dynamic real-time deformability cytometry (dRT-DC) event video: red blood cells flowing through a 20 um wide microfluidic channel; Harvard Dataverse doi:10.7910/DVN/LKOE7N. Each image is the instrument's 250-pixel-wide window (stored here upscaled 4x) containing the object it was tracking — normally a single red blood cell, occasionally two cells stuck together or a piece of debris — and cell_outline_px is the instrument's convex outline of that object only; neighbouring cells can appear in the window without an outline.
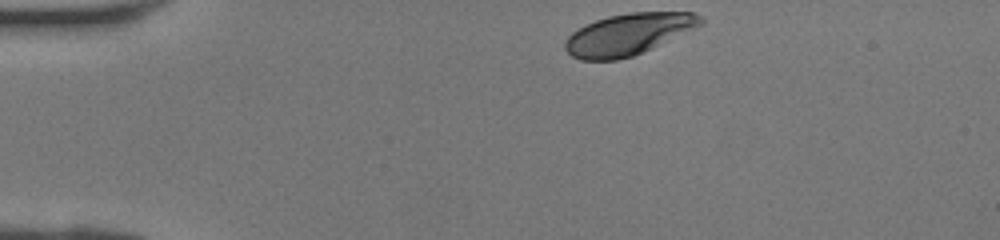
{"species": "human", "species_latin": "Homo sapiens", "temperature_condition": "room temperature", "stored_images_in_passage": 30, "camera_frame_rate_fps": 3000, "um_per_image_px": 0.085, "donor": {"sex": "female"}, "frame": {"image": 1, "passage_image": 1, "time_ms": 0.0, "image_size_px": [1000, 240], "cell_outline_px": [[704, 24], [696, 28], [660, 44], [632, 56], [616, 60], [580, 60], [572, 56], [564, 48], [564, 40], [572, 32], [596, 20], [608, 16], [632, 12], [692, 12], [700, 16], [704, 20]], "centroid_in_image_um": [53.4, 2.91], "position_along_channel_um": 31.6, "area_um2": 32.54}}
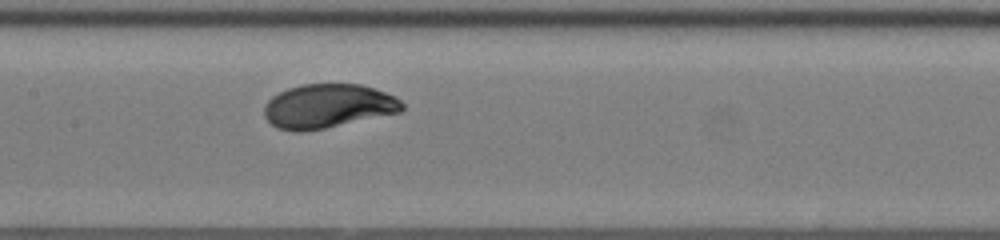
{"frame": {"image": 2, "passage_image": 14, "time_ms": 4.333, "image_size_px": [1000, 240], "cell_outline_px": [[404, 108], [400, 112], [324, 128], [304, 132], [296, 132], [276, 128], [264, 116], [264, 108], [268, 100], [272, 96], [288, 88], [300, 84], [360, 84], [396, 96], [404, 104]], "centroid_in_image_um": [27.85, 9.02], "position_along_channel_um": 179.5, "area_um2": 35.32}}
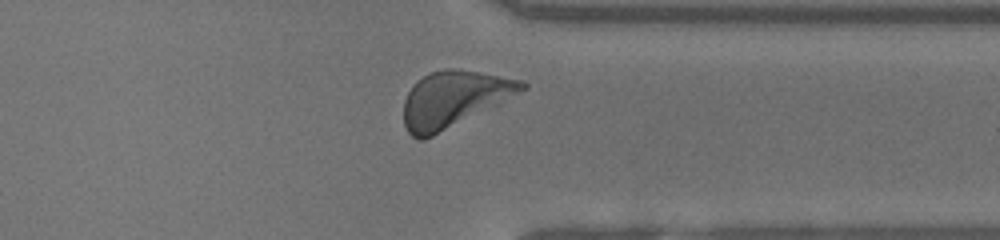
{"frame": {"image": 3, "passage_image": 26, "time_ms": 8.333, "image_size_px": [1000, 240], "cell_outline_px": [[528, 88], [500, 104], [424, 140], [416, 140], [408, 132], [404, 124], [404, 100], [408, 92], [424, 76], [432, 72], [448, 68], [456, 68], [520, 80], [528, 84]], "centroid_in_image_um": [38.59, 8.45], "position_along_channel_um": 372.8, "area_um2": 38.32}}